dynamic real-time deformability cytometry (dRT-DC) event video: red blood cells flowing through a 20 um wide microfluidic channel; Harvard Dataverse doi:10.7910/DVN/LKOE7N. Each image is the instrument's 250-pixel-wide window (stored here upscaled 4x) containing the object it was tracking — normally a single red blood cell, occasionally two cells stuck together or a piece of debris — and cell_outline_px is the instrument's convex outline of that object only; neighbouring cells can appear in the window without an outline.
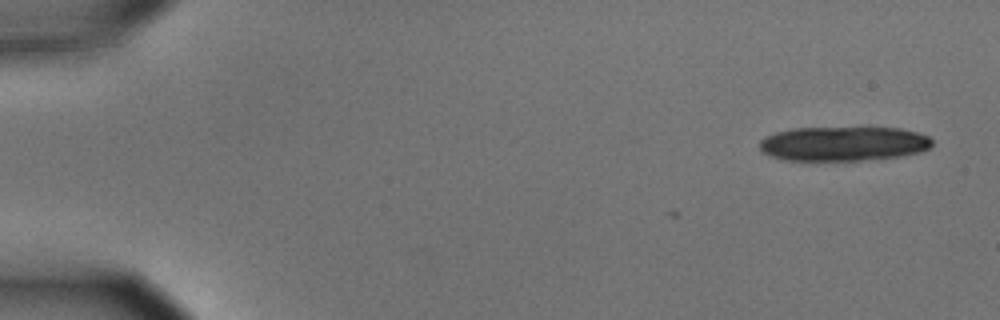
{"species": "common noctule bat (a hibernating species)", "species_latin": "Nyctalus noctula", "temperature_condition": "cold", "stored_images_in_passage": 3, "camera_frame_rate_fps": 3000, "um_per_image_px": 0.085, "animal": {"sex": "male", "body_mass_g": 15.6}, "frame": {"image": 1, "passage_image": 3, "time_ms": 0.667, "image_size_px": [1000, 320], "cell_outline_px": [[932, 144], [928, 148], [920, 152], [900, 156], [860, 160], [784, 160], [772, 156], [764, 152], [760, 148], [760, 140], [764, 136], [776, 132], [796, 128], [900, 128], [916, 132], [928, 136], [932, 140]], "centroid_in_image_um": [71.68, 12.21], "position_along_channel_um": 13.3, "area_um2": 34.39}}